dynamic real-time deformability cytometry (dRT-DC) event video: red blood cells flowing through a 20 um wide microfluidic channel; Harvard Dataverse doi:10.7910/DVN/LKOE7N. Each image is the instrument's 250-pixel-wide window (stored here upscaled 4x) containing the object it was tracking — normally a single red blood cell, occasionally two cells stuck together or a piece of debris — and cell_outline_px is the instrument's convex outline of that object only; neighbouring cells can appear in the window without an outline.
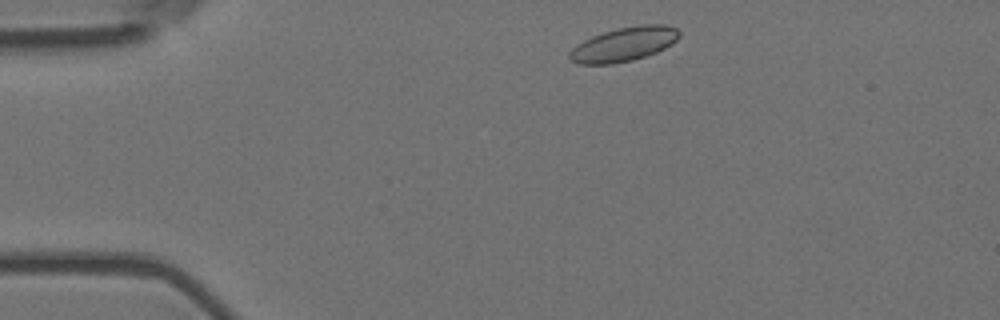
{"species": "Egyptian fruit bat (a non-hibernating species)", "species_latin": "Rousettus aegyptiacus", "temperature_condition": "room temperature", "stored_images_in_passage": 9, "camera_frame_rate_fps": 3000, "um_per_image_px": 0.085, "animal": {"sex": "female"}, "frame": {"image": 1, "passage_image": 1, "time_ms": 0.0, "image_size_px": [1000, 320], "cell_outline_px": [[680, 36], [672, 44], [656, 52], [632, 60], [612, 64], [580, 64], [568, 60], [568, 52], [576, 44], [592, 36], [616, 28], [640, 24], [664, 24], [676, 28], [680, 32]], "centroid_in_image_um": [53.0, 3.76], "position_along_channel_um": 32.0, "area_um2": 21.96}}
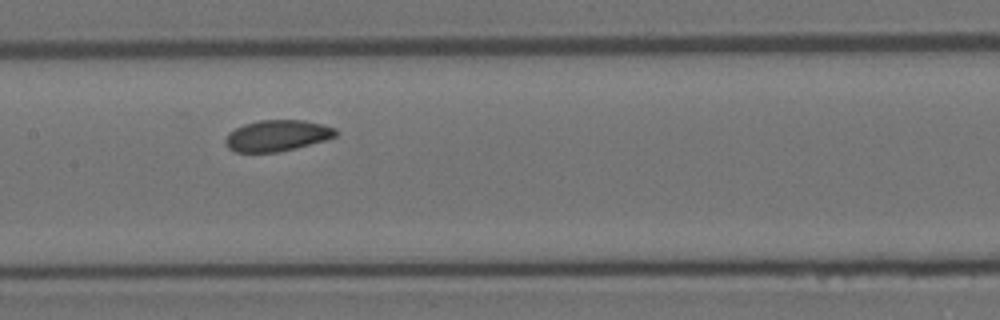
{"frame": {"image": 2, "passage_image": 6, "time_ms": 1.667, "image_size_px": [1000, 320], "cell_outline_px": [[336, 136], [324, 140], [296, 148], [276, 152], [236, 152], [228, 148], [224, 140], [228, 132], [244, 124], [260, 120], [304, 120], [324, 124], [336, 128]], "centroid_in_image_um": [23.54, 11.52], "position_along_channel_um": 183.9, "area_um2": 20.0}}
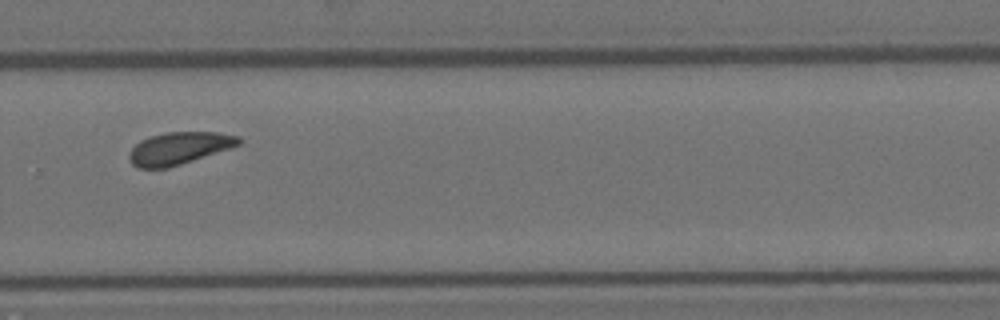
{"frame": {"image": 3, "passage_image": 9, "time_ms": 2.667, "image_size_px": [1000, 320], "cell_outline_px": [[240, 144], [168, 168], [136, 168], [128, 160], [128, 152], [140, 140], [152, 136], [168, 132], [220, 132], [240, 136]], "centroid_in_image_um": [15.17, 12.6], "position_along_channel_um": 314.6, "area_um2": 20.4}}